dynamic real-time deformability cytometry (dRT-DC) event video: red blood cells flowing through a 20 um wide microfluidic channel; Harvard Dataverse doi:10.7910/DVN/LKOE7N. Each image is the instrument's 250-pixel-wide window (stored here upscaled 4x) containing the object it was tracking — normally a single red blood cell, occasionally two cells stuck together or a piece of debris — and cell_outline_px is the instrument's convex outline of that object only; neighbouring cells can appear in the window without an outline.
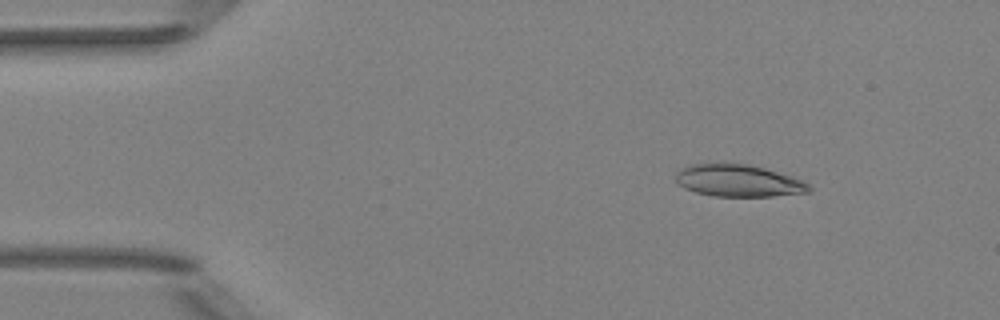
{"species": "Egyptian fruit bat (a non-hibernating species)", "species_latin": "Rousettus aegyptiacus", "temperature_condition": "room temperature", "stored_images_in_passage": 49, "camera_frame_rate_fps": 3000, "um_per_image_px": 0.085, "animal": {"sex": "female"}, "frame": {"image": 1, "passage_image": 5, "time_ms": 1.333, "image_size_px": [1000, 320], "cell_outline_px": [[812, 192], [772, 196], [712, 196], [696, 192], [684, 188], [676, 180], [676, 172], [680, 168], [688, 164], [724, 160], [748, 164], [764, 168], [792, 176], [808, 184], [812, 188]], "centroid_in_image_um": [62.71, 15.31], "position_along_channel_um": 22.3, "area_um2": 25.66}}
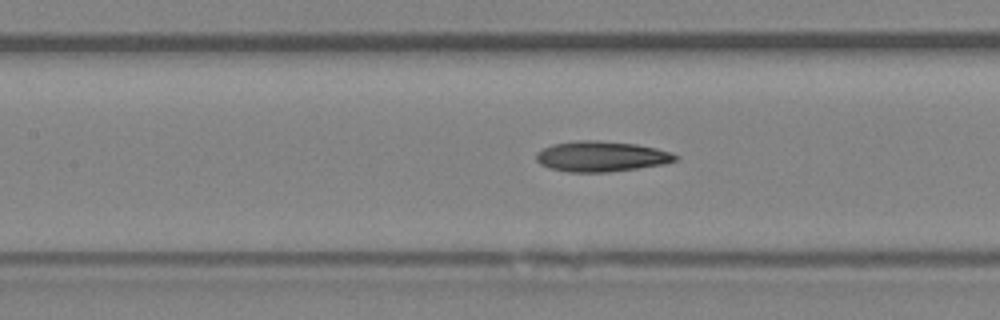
{"frame": {"image": 2, "passage_image": 21, "time_ms": 6.667, "image_size_px": [1000, 320], "cell_outline_px": [[680, 156], [676, 160], [664, 164], [608, 172], [568, 172], [548, 168], [540, 164], [536, 160], [536, 152], [552, 144], [580, 140], [596, 140], [636, 144], [656, 148], [672, 152]], "centroid_in_image_um": [51.1, 13.29], "position_along_channel_um": 156.3, "area_um2": 24.74}}
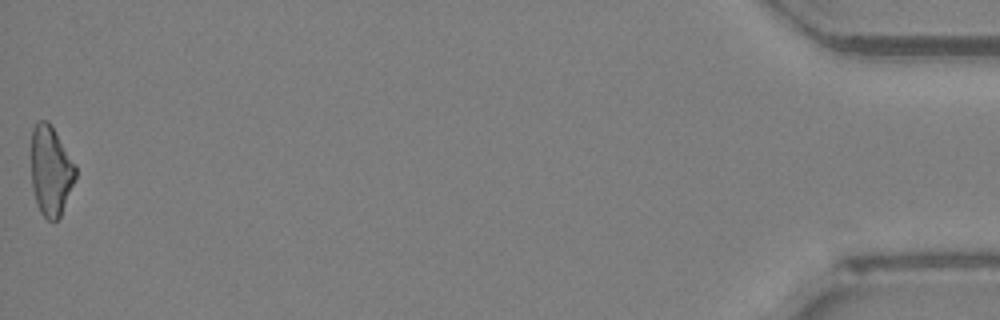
{"frame": {"image": 3, "passage_image": 49, "time_ms": 16.0, "image_size_px": [1000, 320], "cell_outline_px": [[76, 176], [60, 216], [56, 220], [48, 220], [40, 212], [36, 204], [32, 188], [32, 128], [36, 120], [48, 120], [76, 164]], "centroid_in_image_um": [4.31, 14.49], "position_along_channel_um": 430.9, "area_um2": 23.12}, "authors_computed_cell_mechanics": {"area_um2": 24.4494, "velocity_mm_per_s": 4.0317, "shape_relaxation_time_tau1_ms": 7.8841, "shape_relaxation_time_tau2_ms": null, "deformation_change_tau1": 0.2022, "deformation_change_tau2": null}}